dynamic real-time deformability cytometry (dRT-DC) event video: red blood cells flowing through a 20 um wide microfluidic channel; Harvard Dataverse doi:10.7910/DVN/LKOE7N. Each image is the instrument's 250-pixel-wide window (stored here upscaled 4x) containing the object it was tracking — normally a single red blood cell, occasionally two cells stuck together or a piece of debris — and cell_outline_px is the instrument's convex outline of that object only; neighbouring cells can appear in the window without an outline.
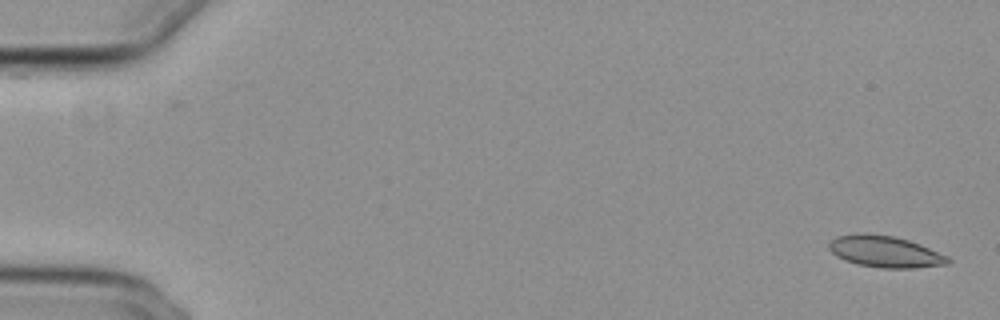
{"species": "common noctule bat (a hibernating species)", "species_latin": "Nyctalus noctula", "temperature_condition": "cold", "stored_images_in_passage": 53, "camera_frame_rate_fps": 3000, "um_per_image_px": 0.085, "animal": {"sex": "female", "body_mass_g": 29.2, "forearm_length_mm": 56.3}, "frame": {"image": 1, "passage_image": 1, "time_ms": 0.0, "image_size_px": [1000, 320], "cell_outline_px": [[952, 260], [948, 264], [916, 268], [880, 268], [856, 264], [844, 260], [836, 256], [828, 248], [828, 244], [836, 236], [856, 232], [864, 232], [892, 236], [908, 240], [920, 244], [948, 256]], "centroid_in_image_um": [75.21, 21.38], "position_along_channel_um": 9.8, "area_um2": 22.14}}
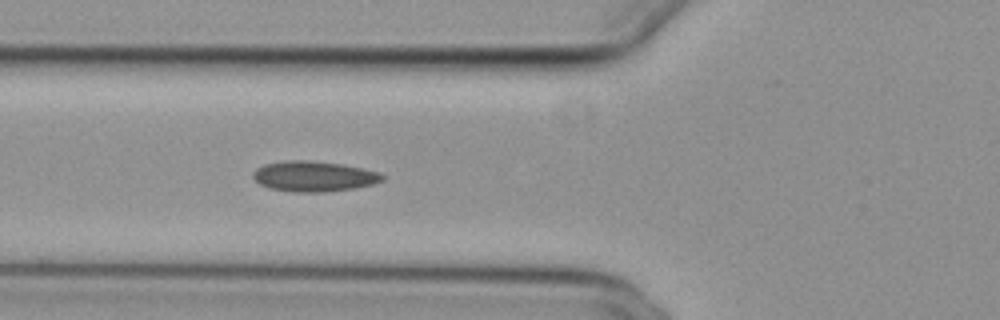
{"frame": {"image": 2, "passage_image": 20, "time_ms": 6.333, "image_size_px": [1000, 320], "cell_outline_px": [[384, 180], [372, 184], [356, 188], [324, 192], [292, 192], [268, 188], [260, 184], [252, 176], [252, 172], [256, 168], [264, 164], [284, 160], [308, 160], [340, 164], [380, 172], [384, 176]], "centroid_in_image_um": [26.64, 14.99], "position_along_channel_um": 99.2, "area_um2": 23.0}}
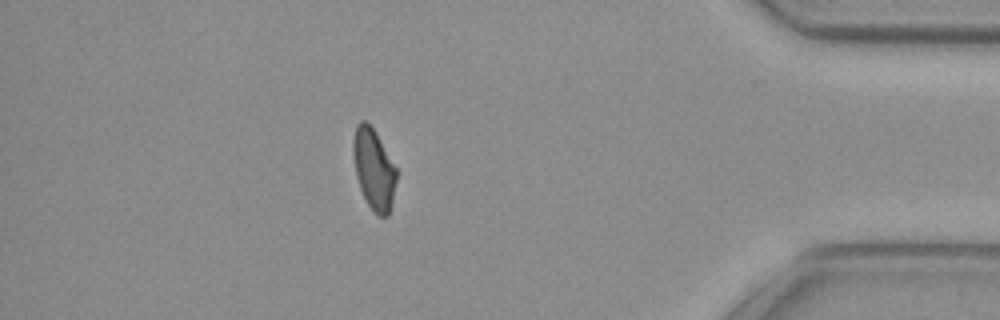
{"frame": {"image": 3, "passage_image": 47, "time_ms": 15.333, "image_size_px": [1000, 320], "cell_outline_px": [[396, 180], [392, 200], [388, 216], [376, 216], [372, 212], [360, 188], [356, 176], [352, 152], [352, 140], [356, 124], [360, 120], [364, 120], [376, 132], [396, 168]], "centroid_in_image_um": [31.74, 14.37], "position_along_channel_um": 403.5, "area_um2": 20.35}, "authors_computed_cell_mechanics": {"area_um2": 21.5016, "velocity_mm_per_s": 3.8506, "shape_relaxation_time_tau1_ms": null, "shape_relaxation_time_tau2_ms": 4.748, "deformation_change_tau1": null, "deformation_change_tau2": 0.0957}}